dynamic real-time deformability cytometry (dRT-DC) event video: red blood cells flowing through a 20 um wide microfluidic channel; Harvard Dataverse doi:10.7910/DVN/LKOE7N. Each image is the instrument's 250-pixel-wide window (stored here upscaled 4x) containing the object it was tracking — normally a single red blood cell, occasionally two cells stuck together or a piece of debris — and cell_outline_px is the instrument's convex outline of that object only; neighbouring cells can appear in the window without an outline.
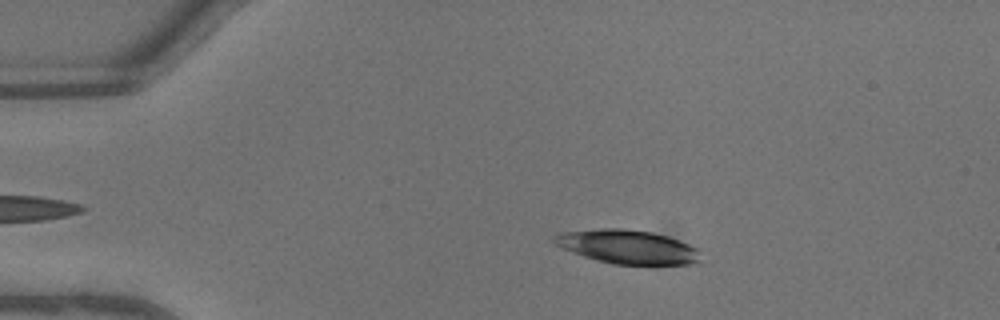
{"species": "common noctule bat (a hibernating species)", "species_latin": "Nyctalus noctula", "temperature_condition": "warm", "stored_images_in_passage": 45, "segment_of_instrument_passage": [1, 2], "camera_frame_rate_fps": 3000, "um_per_image_px": 0.085, "animal": {"sex": "male", "body_mass_g": 13.3}, "frame": {"image": 1, "passage_image": 8, "time_ms": 2.333, "image_size_px": [1000, 320], "cell_outline_px": [[700, 260], [688, 264], [612, 264], [596, 260], [572, 252], [556, 244], [552, 240], [552, 236], [560, 232], [600, 228], [624, 228], [652, 232], [668, 236], [688, 244], [696, 248]], "centroid_in_image_um": [53.28, 20.96], "position_along_channel_um": 31.7, "area_um2": 28.67}}
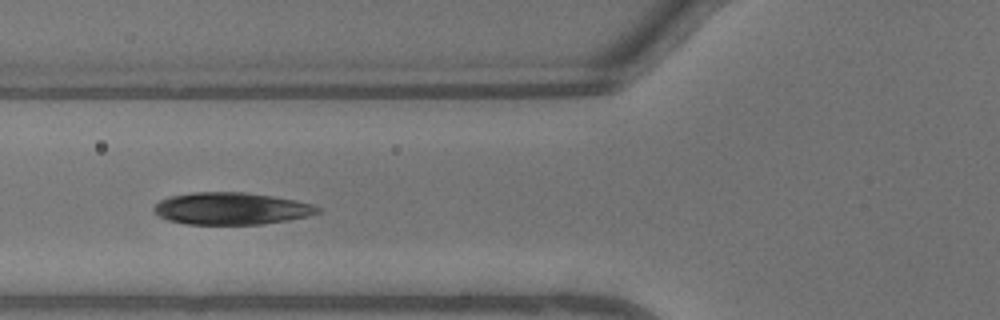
{"frame": {"image": 2, "passage_image": 17, "time_ms": 5.333, "image_size_px": [1000, 320], "cell_outline_px": [[320, 212], [308, 216], [288, 220], [260, 224], [188, 224], [168, 220], [160, 216], [152, 208], [160, 200], [168, 196], [192, 192], [244, 192], [272, 196], [296, 200], [312, 204], [320, 208]], "centroid_in_image_um": [19.65, 17.72], "position_along_channel_um": 106.1, "area_um2": 30.58}}
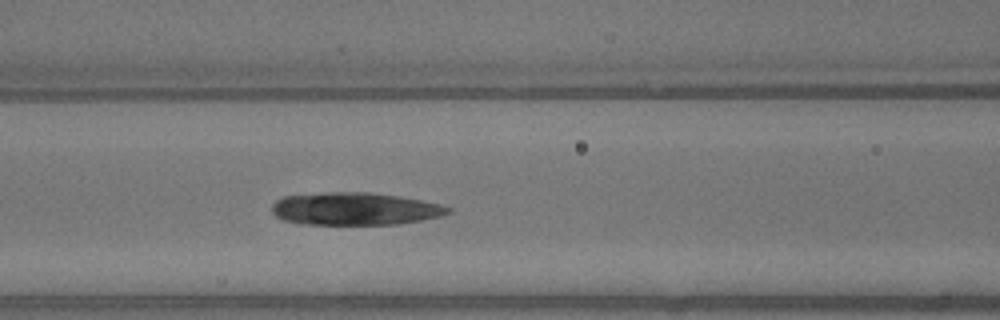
{"frame": {"image": 3, "passage_image": 19, "time_ms": 6.0, "image_size_px": [1000, 320], "cell_outline_px": [[452, 212], [440, 216], [420, 220], [396, 224], [304, 224], [284, 220], [276, 216], [272, 212], [272, 204], [276, 200], [284, 196], [324, 192], [372, 192], [400, 196], [440, 204], [452, 208]], "centroid_in_image_um": [30.16, 17.74], "position_along_channel_um": 136.4, "area_um2": 33.47}}